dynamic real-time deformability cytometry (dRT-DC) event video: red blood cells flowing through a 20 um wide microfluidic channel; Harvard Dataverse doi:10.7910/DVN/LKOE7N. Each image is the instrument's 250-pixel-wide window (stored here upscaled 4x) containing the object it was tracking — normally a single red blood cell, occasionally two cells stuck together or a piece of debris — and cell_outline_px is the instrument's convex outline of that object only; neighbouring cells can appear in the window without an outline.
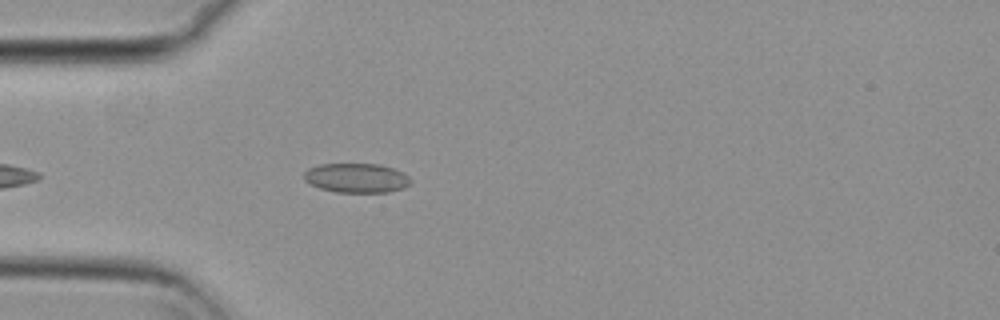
{"species": "common noctule bat (a hibernating species)", "species_latin": "Nyctalus noctula", "temperature_condition": "cold", "stored_images_in_passage": 39, "camera_frame_rate_fps": 3000, "um_per_image_px": 0.085, "animal": {"sex": "female", "body_mass_g": 29.2, "forearm_length_mm": 56.3}, "frame": {"image": 1, "passage_image": 2, "time_ms": 0.333, "image_size_px": [1000, 320], "cell_outline_px": [[412, 180], [404, 188], [388, 192], [336, 192], [320, 188], [304, 180], [304, 172], [308, 168], [320, 164], [380, 164], [404, 172]], "centroid_in_image_um": [30.31, 15.12], "position_along_channel_um": 54.7, "area_um2": 18.26}}
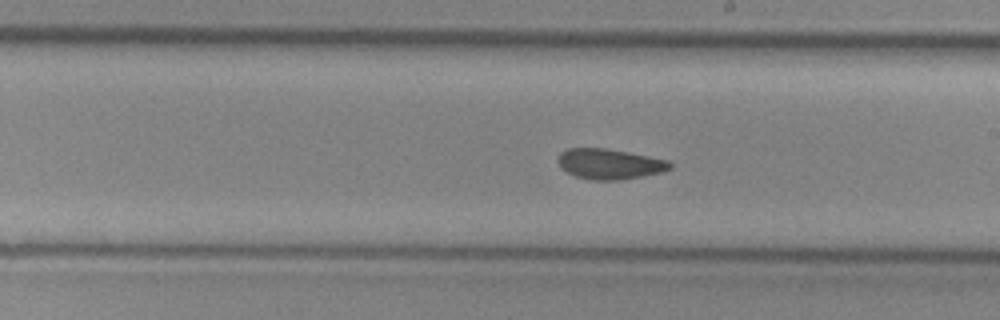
{"frame": {"image": 2, "passage_image": 14, "time_ms": 4.333, "image_size_px": [1000, 320], "cell_outline_px": [[672, 168], [664, 172], [620, 180], [592, 180], [576, 176], [560, 168], [556, 160], [560, 152], [568, 148], [604, 148], [628, 152], [668, 160], [672, 164]], "centroid_in_image_um": [51.8, 13.94], "position_along_channel_um": 237.2, "area_um2": 19.94}}
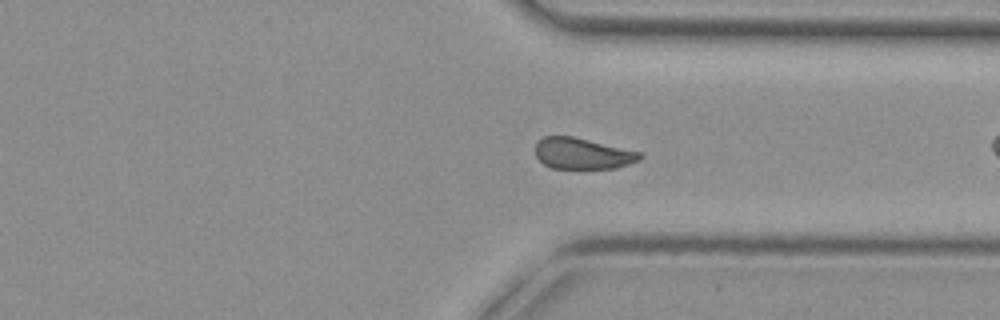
{"frame": {"image": 3, "passage_image": 24, "time_ms": 7.667, "image_size_px": [1000, 320], "cell_outline_px": [[644, 156], [640, 160], [616, 168], [552, 168], [544, 164], [536, 156], [536, 144], [544, 136], [572, 136], [640, 152]], "centroid_in_image_um": [49.52, 13.05], "position_along_channel_um": 361.9, "area_um2": 18.73}, "authors_computed_cell_mechanics": {"area_um2": 19.8254, "velocity_mm_per_s": 3.7327, "shape_relaxation_time_tau1_ms": 8.4625, "shape_relaxation_time_tau2_ms": 1.2083, "deformation_change_tau1": 0.1351, "deformation_change_tau2": 0.0371}}